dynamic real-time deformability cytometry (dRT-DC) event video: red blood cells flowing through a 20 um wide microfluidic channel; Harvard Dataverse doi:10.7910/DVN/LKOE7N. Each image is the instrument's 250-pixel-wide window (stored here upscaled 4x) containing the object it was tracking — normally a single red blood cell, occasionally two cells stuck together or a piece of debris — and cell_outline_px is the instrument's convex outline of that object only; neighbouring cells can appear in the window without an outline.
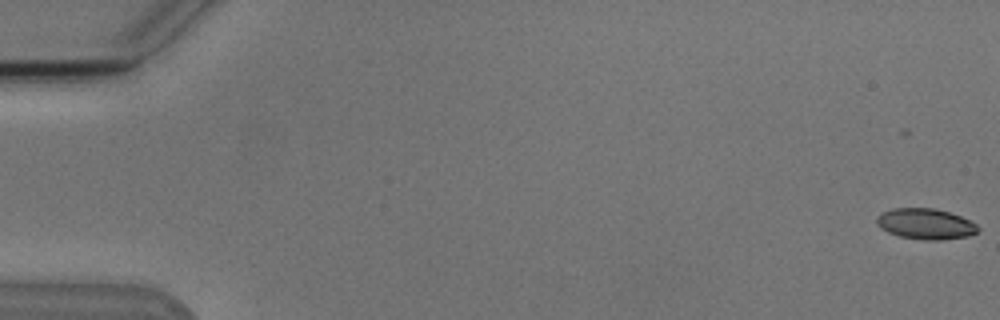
{"species": "Egyptian fruit bat (a non-hibernating species)", "species_latin": "Rousettus aegyptiacus", "temperature_condition": "cold", "stored_images_in_passage": 5, "camera_frame_rate_fps": 3000, "um_per_image_px": 0.085, "animal": {"sex": "male"}, "frame": {"image": 1, "passage_image": 1, "time_ms": 0.0, "image_size_px": [1000, 320], "cell_outline_px": [[980, 228], [976, 232], [968, 236], [940, 240], [924, 240], [900, 236], [888, 232], [880, 228], [876, 220], [876, 216], [892, 208], [936, 208], [960, 216], [976, 224]], "centroid_in_image_um": [78.66, 19.03], "position_along_channel_um": 6.3, "area_um2": 18.03}}